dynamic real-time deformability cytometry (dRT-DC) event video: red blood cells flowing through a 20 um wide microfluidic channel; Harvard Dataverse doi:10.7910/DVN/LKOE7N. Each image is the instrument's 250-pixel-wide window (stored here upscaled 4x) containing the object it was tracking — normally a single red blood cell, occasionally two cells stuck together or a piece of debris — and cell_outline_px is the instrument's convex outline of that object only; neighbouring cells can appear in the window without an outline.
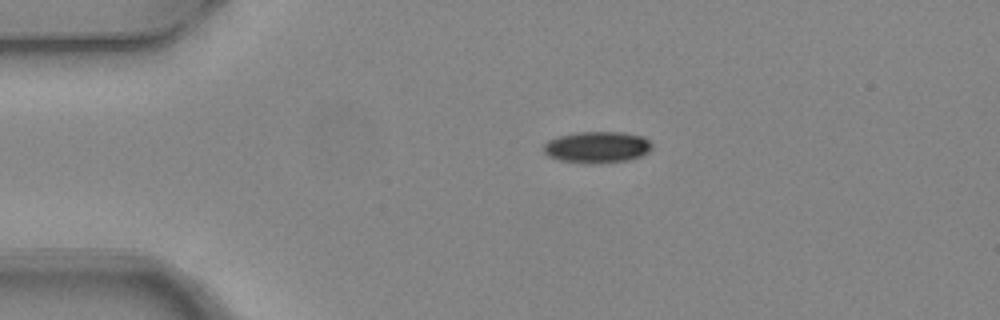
{"species": "common noctule bat (a hibernating species)", "species_latin": "Nyctalus noctula", "temperature_condition": "warm", "stored_images_in_passage": 3, "camera_frame_rate_fps": 3000, "um_per_image_px": 0.085, "animal": {"sex": "female", "body_mass_g": 24.6, "forearm_length_mm": 56.2}, "frame": {"image": 1, "passage_image": 1, "time_ms": 0.0, "image_size_px": [1000, 320], "cell_outline_px": [[652, 148], [648, 152], [640, 156], [628, 160], [560, 160], [548, 156], [544, 152], [544, 144], [548, 140], [560, 136], [576, 132], [624, 132], [644, 136], [652, 144]], "centroid_in_image_um": [50.79, 12.44], "position_along_channel_um": 34.2, "area_um2": 18.9}}